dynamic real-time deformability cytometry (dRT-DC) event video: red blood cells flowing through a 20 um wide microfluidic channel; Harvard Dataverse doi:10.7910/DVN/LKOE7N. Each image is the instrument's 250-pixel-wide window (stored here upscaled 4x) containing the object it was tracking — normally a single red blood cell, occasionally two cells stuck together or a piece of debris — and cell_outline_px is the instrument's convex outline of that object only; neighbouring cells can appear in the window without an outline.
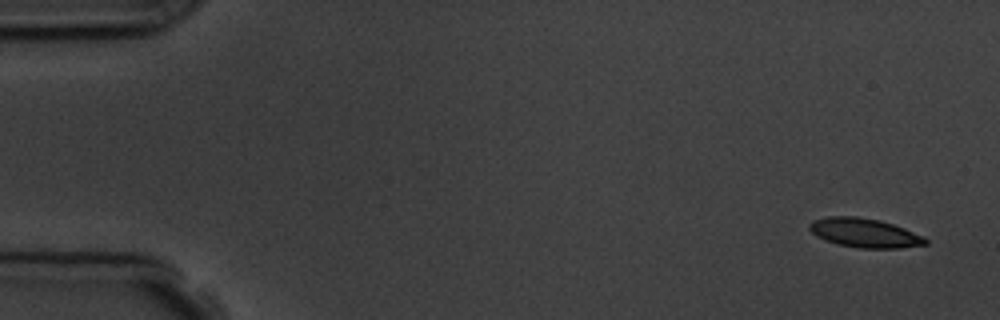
{"species": "common noctule bat (a hibernating species)", "species_latin": "Nyctalus noctula", "temperature_condition": "room temperature", "stored_images_in_passage": 4, "camera_frame_rate_fps": 3000, "um_per_image_px": 0.085, "animal": {"sex": "male", "body_mass_g": 19.5, "forearm_length_mm": 54.6}, "frame": {"image": 1, "passage_image": 1, "time_ms": 0.0, "image_size_px": [1000, 320], "cell_outline_px": [[928, 244], [900, 248], [860, 248], [836, 244], [824, 240], [816, 236], [808, 228], [808, 224], [812, 220], [828, 216], [856, 216], [880, 220], [904, 228], [924, 236], [928, 240]], "centroid_in_image_um": [73.47, 19.79], "position_along_channel_um": 11.5, "area_um2": 19.88}}